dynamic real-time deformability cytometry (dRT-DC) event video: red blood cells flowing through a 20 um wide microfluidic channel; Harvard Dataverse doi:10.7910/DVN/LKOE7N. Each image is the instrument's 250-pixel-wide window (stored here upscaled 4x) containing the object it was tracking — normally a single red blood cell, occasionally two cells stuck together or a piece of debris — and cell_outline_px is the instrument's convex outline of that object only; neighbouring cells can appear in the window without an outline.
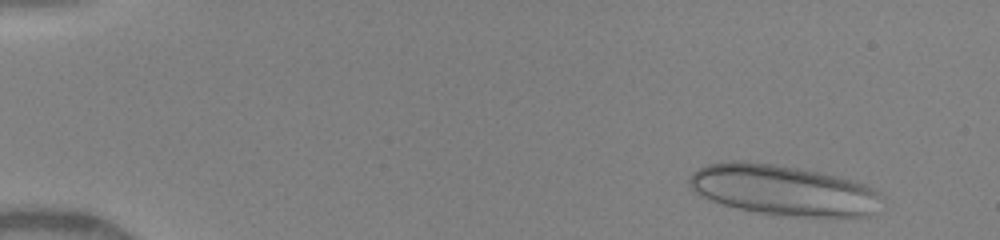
{"species": "human", "species_latin": "Homo sapiens", "temperature_condition": "warm", "stored_images_in_passage": 41, "camera_frame_rate_fps": 3000, "um_per_image_px": 0.085, "donor": {"sex": "female"}, "frame": {"image": 1, "passage_image": 2, "time_ms": 0.667, "image_size_px": [1000, 240], "cell_outline_px": [[884, 196], [868, 216], [792, 216], [760, 212], [736, 208], [712, 200], [692, 192], [688, 184], [688, 176], [692, 172], [708, 164], [732, 160], [744, 160], [776, 164], [836, 176], [864, 184], [880, 192]], "centroid_in_image_um": [66.51, 16.14], "position_along_channel_um": 18.5, "area_um2": 56.12}}
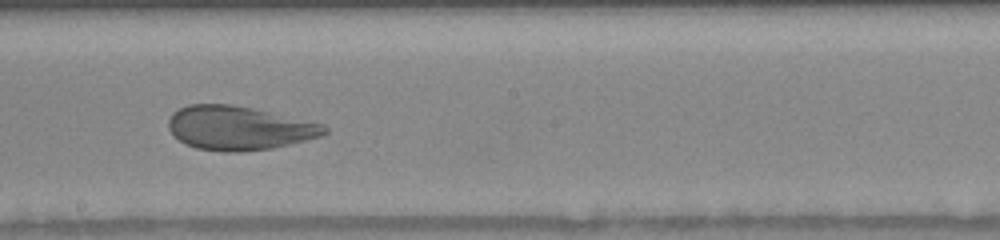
{"frame": {"image": 2, "passage_image": 31, "time_ms": 8.667, "image_size_px": [1000, 240], "cell_outline_px": [[328, 132], [320, 136], [272, 148], [240, 152], [224, 152], [196, 148], [184, 144], [168, 128], [168, 120], [172, 112], [188, 104], [232, 104], [252, 108], [324, 124], [328, 128]], "centroid_in_image_um": [20.28, 10.88], "position_along_channel_um": 227.9, "area_um2": 39.77}}
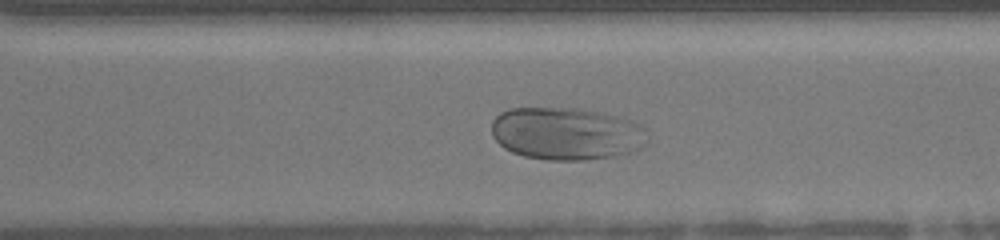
{"frame": {"image": 3, "passage_image": 40, "time_ms": 11.0, "image_size_px": [1000, 240], "cell_outline_px": [[648, 144], [636, 152], [612, 156], [584, 160], [548, 160], [524, 156], [512, 152], [504, 148], [492, 136], [492, 120], [500, 112], [512, 108], [580, 108], [604, 112], [628, 120], [644, 128], [648, 140]], "centroid_in_image_um": [48.16, 11.36], "position_along_channel_um": 322.4, "area_um2": 48.15}}